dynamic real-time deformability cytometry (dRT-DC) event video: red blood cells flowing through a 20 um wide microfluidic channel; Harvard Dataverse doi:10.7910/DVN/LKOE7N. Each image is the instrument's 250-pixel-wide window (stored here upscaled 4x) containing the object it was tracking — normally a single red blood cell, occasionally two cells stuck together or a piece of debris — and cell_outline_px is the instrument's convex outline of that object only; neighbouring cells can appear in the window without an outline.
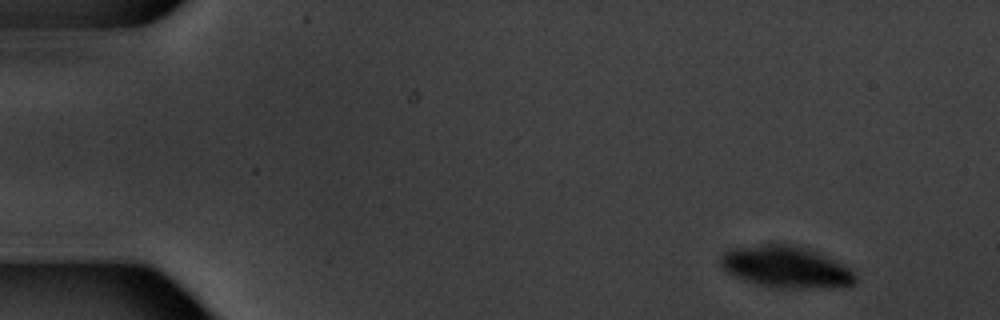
{"species": "common noctule bat (a hibernating species)", "species_latin": "Nyctalus noctula", "temperature_condition": "warm", "stored_images_in_passage": 8, "camera_frame_rate_fps": 3000, "um_per_image_px": 0.085, "animal": {"sex": "male", "body_mass_g": 20.1, "forearm_length_mm": 53.5}, "frame": {"image": 1, "passage_image": 1, "time_ms": 0.0, "image_size_px": [1000, 320], "cell_outline_px": [[856, 284], [852, 288], [776, 288], [756, 284], [744, 280], [728, 272], [720, 264], [720, 256], [724, 252], [732, 248], [764, 244], [788, 244], [816, 252], [848, 268], [856, 276]], "centroid_in_image_um": [66.83, 22.73], "position_along_channel_um": 18.2, "area_um2": 32.6}}